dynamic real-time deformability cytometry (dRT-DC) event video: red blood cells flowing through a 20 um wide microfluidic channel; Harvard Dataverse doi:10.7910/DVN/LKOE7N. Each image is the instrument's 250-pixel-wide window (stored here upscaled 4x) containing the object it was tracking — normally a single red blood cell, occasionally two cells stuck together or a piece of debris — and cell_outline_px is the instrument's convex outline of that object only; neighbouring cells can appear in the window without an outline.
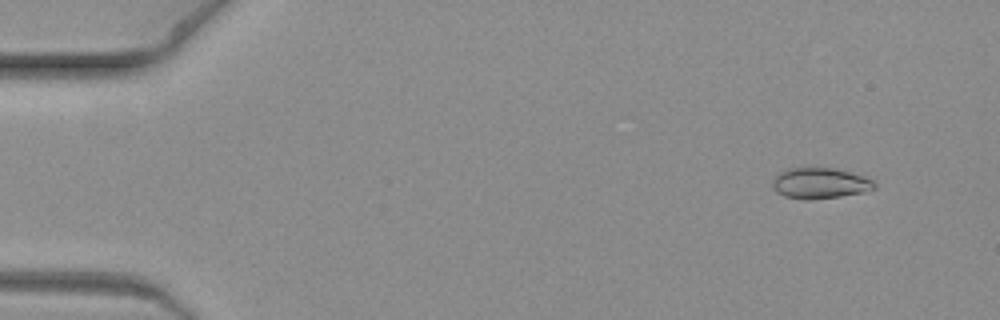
{"species": "common noctule bat (a hibernating species)", "species_latin": "Nyctalus noctula", "temperature_condition": "warm", "stored_images_in_passage": 5, "camera_frame_rate_fps": 3000, "um_per_image_px": 0.085, "animal": {"sex": "female", "body_mass_g": 19.3, "forearm_length_mm": 54.1}, "frame": {"image": 1, "passage_image": 5, "time_ms": 1.333, "image_size_px": [1000, 320], "cell_outline_px": [[876, 188], [864, 192], [840, 196], [808, 200], [804, 200], [784, 196], [776, 192], [772, 188], [772, 180], [780, 172], [788, 168], [832, 168], [864, 176], [872, 180], [876, 184]], "centroid_in_image_um": [69.67, 15.58], "position_along_channel_um": 15.3, "area_um2": 18.26}}